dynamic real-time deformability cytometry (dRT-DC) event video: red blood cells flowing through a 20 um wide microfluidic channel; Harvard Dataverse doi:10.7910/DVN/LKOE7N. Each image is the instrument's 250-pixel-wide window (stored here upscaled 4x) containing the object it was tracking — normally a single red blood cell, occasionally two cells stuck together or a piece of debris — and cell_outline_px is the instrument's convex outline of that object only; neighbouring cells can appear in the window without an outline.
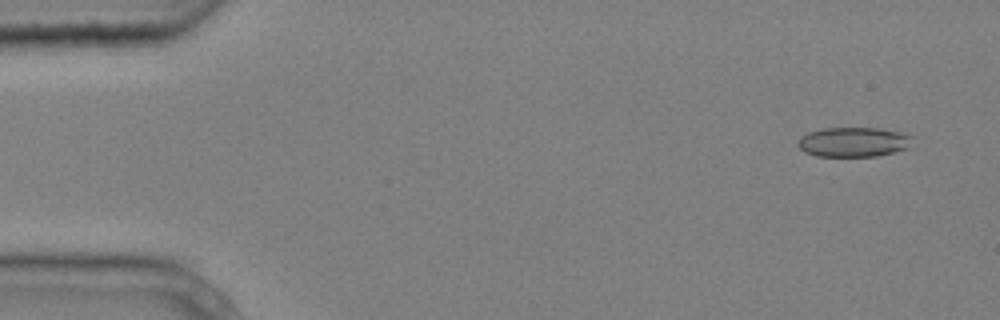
{"species": "common noctule bat (a hibernating species)", "species_latin": "Nyctalus noctula", "temperature_condition": "cold", "stored_images_in_passage": 8, "camera_frame_rate_fps": 3000, "um_per_image_px": 0.085, "animal": {"sex": "male", "body_mass_g": 20.4}, "frame": {"image": 1, "passage_image": 1, "time_ms": 0.0, "image_size_px": [1000, 320], "cell_outline_px": [[912, 136], [908, 148], [876, 156], [816, 156], [804, 152], [796, 144], [796, 140], [800, 136], [808, 132], [824, 128], [880, 128], [904, 132]], "centroid_in_image_um": [72.51, 12.06], "position_along_channel_um": 12.5, "area_um2": 19.94}}
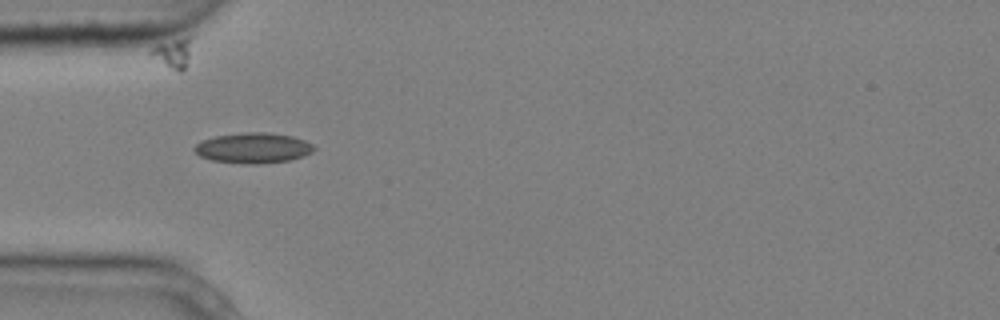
{"frame": {"image": 2, "passage_image": 4, "time_ms": 1.0, "image_size_px": [1000, 320], "cell_outline_px": [[316, 148], [312, 152], [304, 156], [288, 160], [256, 164], [244, 164], [212, 160], [200, 156], [192, 148], [196, 144], [204, 140], [216, 136], [244, 132], [268, 132], [292, 136], [304, 140], [312, 144]], "centroid_in_image_um": [21.53, 12.57], "position_along_channel_um": 63.5, "area_um2": 21.1}}
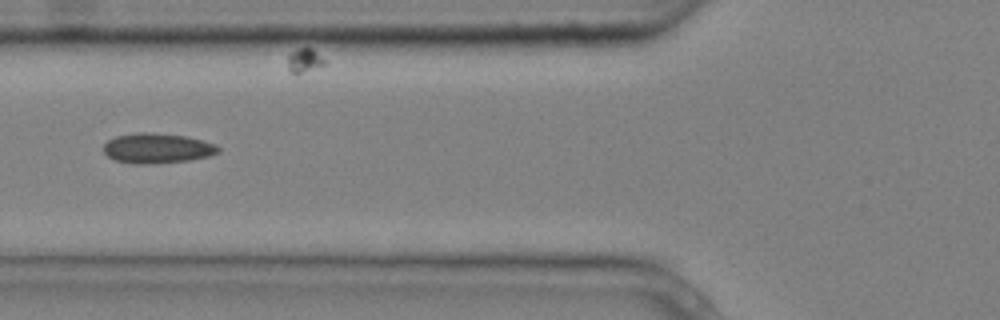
{"frame": {"image": 3, "passage_image": 5, "time_ms": 1.333, "image_size_px": [1000, 320], "cell_outline_px": [[220, 152], [208, 156], [188, 160], [152, 164], [132, 164], [116, 160], [108, 156], [104, 152], [104, 144], [108, 140], [116, 136], [136, 132], [152, 132], [184, 136], [216, 144], [220, 148]], "centroid_in_image_um": [13.35, 12.6], "position_along_channel_um": 112.5, "area_um2": 20.06}}